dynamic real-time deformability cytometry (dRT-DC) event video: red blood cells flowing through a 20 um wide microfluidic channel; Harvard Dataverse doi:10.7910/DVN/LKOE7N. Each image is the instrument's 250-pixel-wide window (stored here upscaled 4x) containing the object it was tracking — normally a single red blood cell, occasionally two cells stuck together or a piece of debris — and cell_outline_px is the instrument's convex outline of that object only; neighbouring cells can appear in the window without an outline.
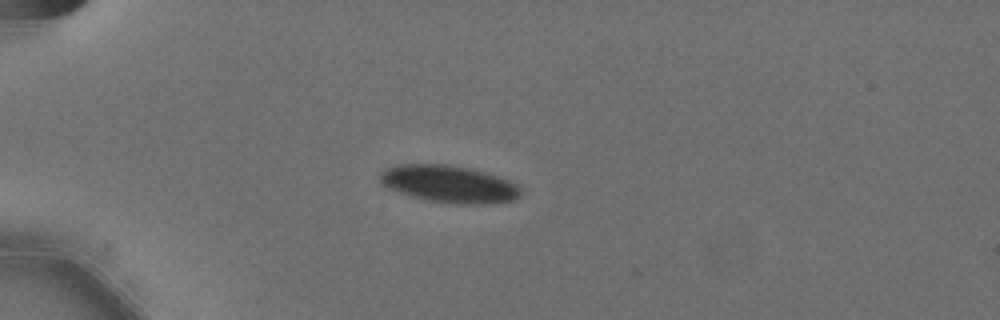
{"species": "Egyptian fruit bat (a non-hibernating species)", "species_latin": "Rousettus aegyptiacus", "temperature_condition": "cold", "stored_images_in_passage": 3, "camera_frame_rate_fps": 3000, "um_per_image_px": 0.085, "animal": {"sex": "female"}, "frame": {"image": 1, "passage_image": 1, "time_ms": 0.0, "image_size_px": [1000, 320], "cell_outline_px": [[524, 192], [520, 196], [512, 200], [488, 204], [456, 204], [428, 200], [412, 196], [384, 188], [380, 184], [380, 172], [396, 164], [448, 164], [472, 168], [508, 180], [516, 184]], "centroid_in_image_um": [38.15, 15.64], "position_along_channel_um": 46.9, "area_um2": 30.75}}